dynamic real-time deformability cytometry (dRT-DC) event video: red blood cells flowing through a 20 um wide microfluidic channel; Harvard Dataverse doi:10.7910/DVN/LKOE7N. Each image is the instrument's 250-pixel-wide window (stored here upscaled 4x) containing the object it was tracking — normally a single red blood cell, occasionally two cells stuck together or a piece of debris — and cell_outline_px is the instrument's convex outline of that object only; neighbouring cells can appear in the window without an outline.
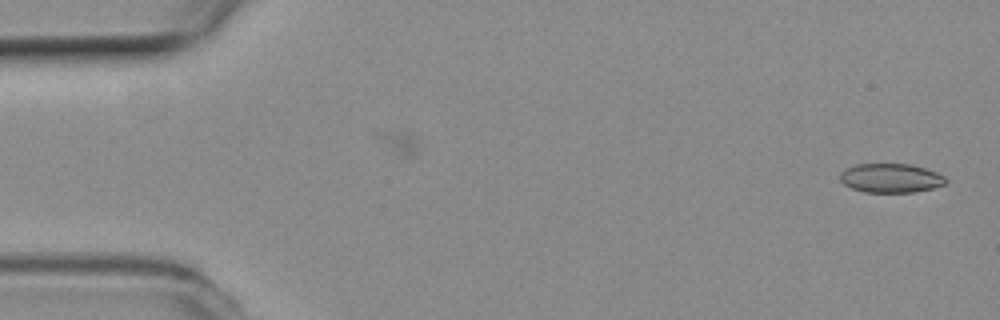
{"species": "common noctule bat (a hibernating species)", "species_latin": "Nyctalus noctula", "temperature_condition": "room temperature", "stored_images_in_passage": 48, "camera_frame_rate_fps": 3000, "um_per_image_px": 0.085, "animal": {"sex": "female", "body_mass_g": 19.3, "forearm_length_mm": 54.1}, "frame": {"image": 1, "passage_image": 1, "time_ms": 0.0, "image_size_px": [1000, 320], "cell_outline_px": [[948, 180], [944, 184], [932, 188], [912, 192], [864, 192], [852, 188], [844, 184], [840, 180], [840, 172], [856, 164], [912, 164], [936, 172], [944, 176]], "centroid_in_image_um": [75.71, 15.13], "position_along_channel_um": 9.3, "area_um2": 17.8}}
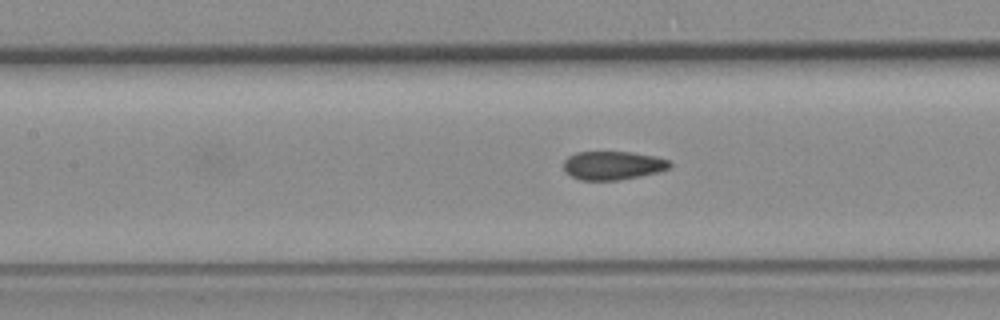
{"frame": {"image": 2, "passage_image": 23, "time_ms": 7.333, "image_size_px": [1000, 320], "cell_outline_px": [[672, 168], [660, 172], [620, 180], [580, 180], [564, 172], [564, 160], [568, 156], [576, 152], [632, 152], [656, 156], [668, 160], [672, 164]], "centroid_in_image_um": [52.12, 14.06], "position_along_channel_um": 155.3, "area_um2": 17.92}}
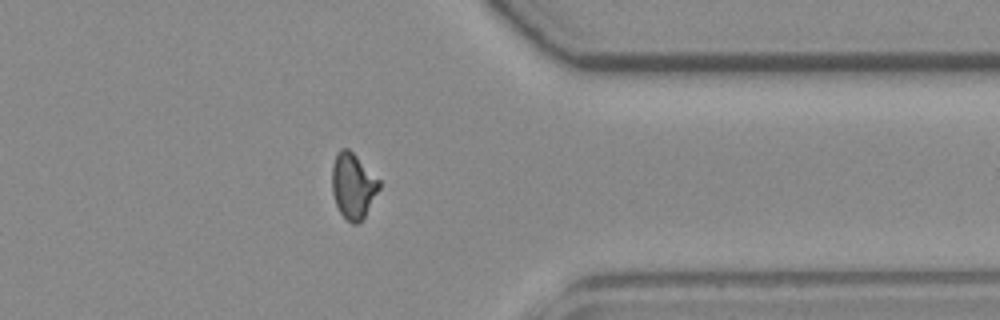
{"frame": {"image": 3, "passage_image": 42, "time_ms": 13.667, "image_size_px": [1000, 320], "cell_outline_px": [[380, 188], [360, 224], [352, 224], [340, 212], [336, 204], [332, 192], [332, 164], [336, 152], [340, 148], [348, 148], [380, 180]], "centroid_in_image_um": [30.0, 15.79], "position_along_channel_um": 381.4, "area_um2": 17.98}}